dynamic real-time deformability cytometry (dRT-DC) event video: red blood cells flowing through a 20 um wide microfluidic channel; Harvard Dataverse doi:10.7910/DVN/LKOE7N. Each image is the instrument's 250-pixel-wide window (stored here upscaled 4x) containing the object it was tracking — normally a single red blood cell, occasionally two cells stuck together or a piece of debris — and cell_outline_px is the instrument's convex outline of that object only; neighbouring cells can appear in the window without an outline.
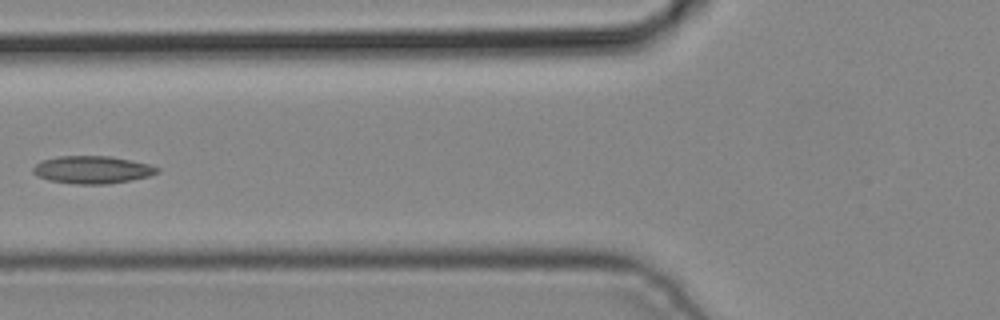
{"species": "common noctule bat (a hibernating species)", "species_latin": "Nyctalus noctula", "temperature_condition": "cold", "stored_images_in_passage": 5, "camera_frame_rate_fps": 3000, "um_per_image_px": 0.085, "animal": {"sex": "male", "body_mass_g": 19.2, "forearm_length_mm": 51.8}, "frame": {"image": 1, "passage_image": 5, "time_ms": 1.333, "image_size_px": [1000, 320], "cell_outline_px": [[160, 172], [148, 176], [108, 184], [76, 184], [48, 180], [36, 176], [32, 172], [32, 168], [40, 160], [56, 156], [112, 156], [148, 164], [160, 168]], "centroid_in_image_um": [7.8, 14.42], "position_along_channel_um": 118.0, "area_um2": 20.06}}